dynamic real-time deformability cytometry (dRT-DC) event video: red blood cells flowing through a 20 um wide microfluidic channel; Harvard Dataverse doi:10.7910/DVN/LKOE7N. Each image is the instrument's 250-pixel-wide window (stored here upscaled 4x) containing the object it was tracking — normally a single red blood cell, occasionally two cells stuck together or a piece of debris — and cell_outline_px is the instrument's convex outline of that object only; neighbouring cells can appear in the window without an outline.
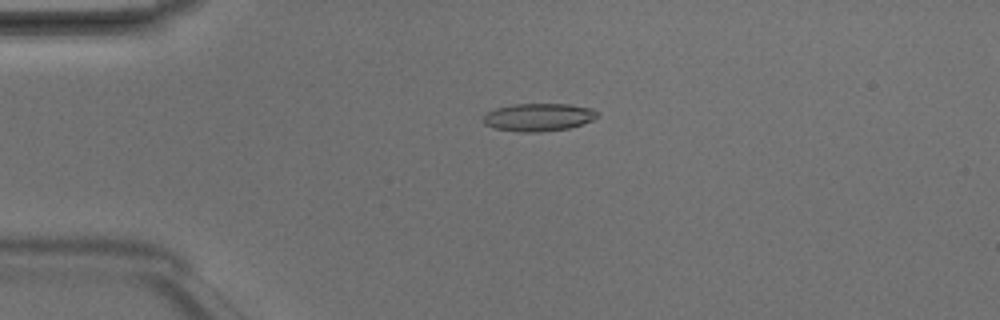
{"species": "Egyptian fruit bat (a non-hibernating species)", "species_latin": "Rousettus aegyptiacus", "temperature_condition": "room temperature", "stored_images_in_passage": 4, "camera_frame_rate_fps": 3000, "um_per_image_px": 0.085, "animal": {"sex": "male"}, "frame": {"image": 1, "passage_image": 3, "time_ms": 0.667, "image_size_px": [1000, 320], "cell_outline_px": [[596, 116], [592, 120], [568, 128], [540, 132], [520, 132], [492, 128], [484, 124], [484, 116], [488, 112], [496, 108], [512, 104], [568, 104], [592, 108], [596, 112]], "centroid_in_image_um": [45.73, 9.96], "position_along_channel_um": 39.3, "area_um2": 18.32}}